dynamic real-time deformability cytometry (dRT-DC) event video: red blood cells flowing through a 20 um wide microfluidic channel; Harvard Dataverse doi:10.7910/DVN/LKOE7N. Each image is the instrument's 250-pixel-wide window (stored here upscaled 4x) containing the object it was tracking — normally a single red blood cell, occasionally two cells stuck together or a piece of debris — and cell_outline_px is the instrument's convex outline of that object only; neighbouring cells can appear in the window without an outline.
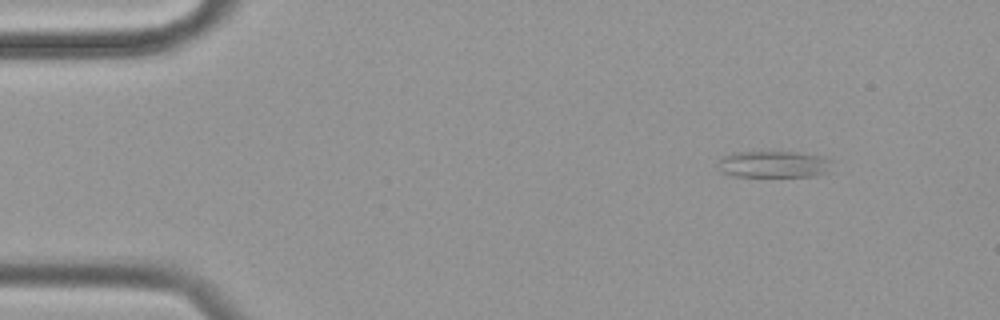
{"species": "common noctule bat (a hibernating species)", "species_latin": "Nyctalus noctula", "temperature_condition": "cold", "stored_images_in_passage": 52, "camera_frame_rate_fps": 3000, "um_per_image_px": 0.085, "animal": {"sex": "female", "body_mass_g": 19.9}, "frame": {"image": 1, "passage_image": 1, "time_ms": 0.0, "image_size_px": [1000, 320], "cell_outline_px": [[832, 172], [812, 176], [732, 176], [720, 172], [720, 160], [724, 156], [736, 152], [800, 152], [824, 156], [832, 160]], "centroid_in_image_um": [65.87, 13.96], "position_along_channel_um": 19.1, "area_um2": 17.92}}
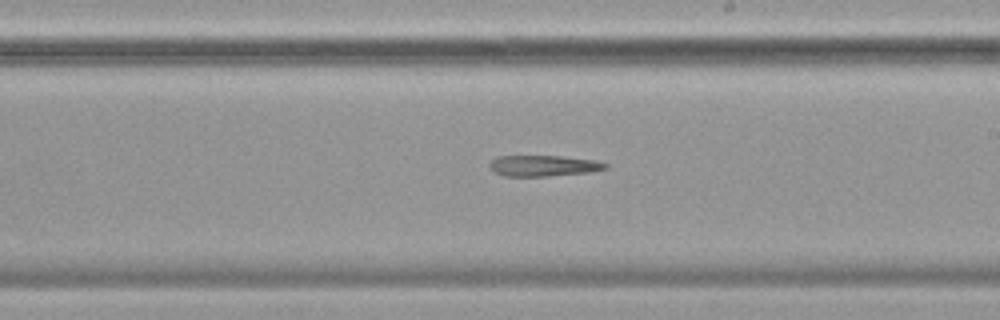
{"frame": {"image": 2, "passage_image": 28, "time_ms": 9.0, "image_size_px": [1000, 320], "cell_outline_px": [[608, 168], [588, 172], [548, 176], [504, 176], [496, 172], [492, 168], [492, 160], [496, 156], [560, 156], [596, 160], [608, 164]], "centroid_in_image_um": [46.24, 14.08], "position_along_channel_um": 242.8, "area_um2": 13.93}}
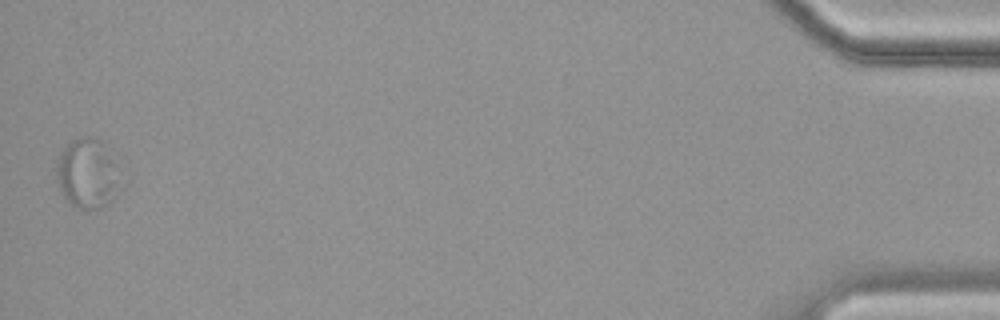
{"frame": {"image": 3, "passage_image": 52, "time_ms": 17.0, "image_size_px": [1000, 320], "cell_outline_px": [[128, 184], [108, 204], [100, 208], [80, 208], [72, 204], [64, 196], [60, 188], [56, 176], [56, 164], [60, 152], [72, 140], [80, 136], [96, 136], [108, 144], [128, 180]], "centroid_in_image_um": [7.61, 14.7], "position_along_channel_um": 427.6, "area_um2": 27.8}}